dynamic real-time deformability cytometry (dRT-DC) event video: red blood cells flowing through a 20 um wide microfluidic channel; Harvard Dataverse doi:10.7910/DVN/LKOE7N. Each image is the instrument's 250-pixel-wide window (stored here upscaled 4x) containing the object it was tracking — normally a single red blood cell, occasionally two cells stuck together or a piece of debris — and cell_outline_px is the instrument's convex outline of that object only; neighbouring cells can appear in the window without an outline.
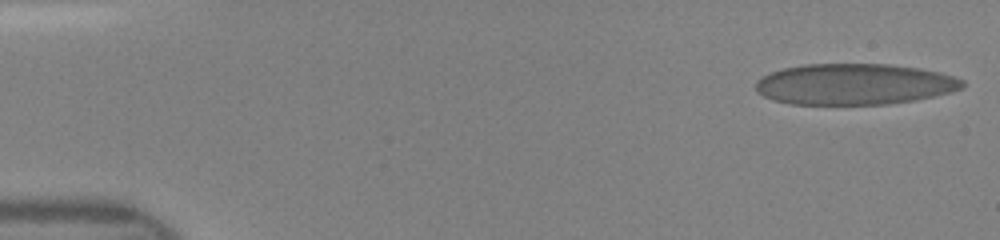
{"species": "human", "species_latin": "Homo sapiens", "temperature_condition": "room temperature", "stored_images_in_passage": 47, "camera_frame_rate_fps": 3000, "um_per_image_px": 0.085, "donor": {"sex": "female"}, "frame": {"image": 1, "passage_image": 1, "time_ms": 0.0, "image_size_px": [1000, 240], "cell_outline_px": [[964, 88], [916, 100], [888, 104], [792, 104], [776, 100], [764, 96], [756, 92], [756, 80], [772, 72], [784, 68], [804, 64], [888, 64], [920, 68], [940, 72], [964, 80]], "centroid_in_image_um": [72.63, 7.15], "position_along_channel_um": 12.4, "area_um2": 49.3}}
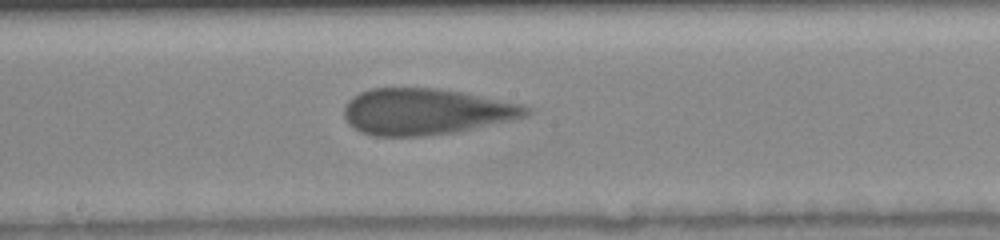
{"frame": {"image": 2, "passage_image": 25, "time_ms": 8.0, "image_size_px": [1000, 240], "cell_outline_px": [[532, 112], [528, 116], [512, 120], [460, 132], [424, 136], [372, 136], [360, 132], [348, 124], [344, 116], [344, 108], [348, 100], [352, 96], [360, 92], [372, 88], [440, 88], [524, 104]], "centroid_in_image_um": [36.21, 9.5], "position_along_channel_um": 212.0, "area_um2": 49.59}}
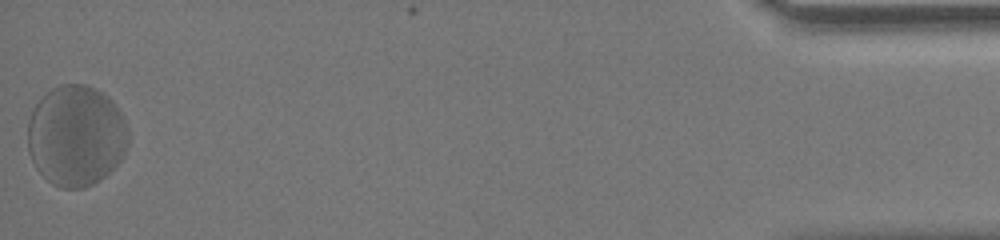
{"frame": {"image": 3, "passage_image": 47, "time_ms": 15.333, "image_size_px": [1000, 240], "cell_outline_px": [[128, 144], [124, 156], [100, 180], [84, 188], [60, 188], [52, 184], [36, 168], [28, 152], [28, 120], [36, 104], [52, 88], [60, 84], [84, 84], [96, 88], [108, 96], [116, 104], [124, 116], [128, 128]], "centroid_in_image_um": [6.49, 11.53], "position_along_channel_um": 428.7, "area_um2": 59.48}}